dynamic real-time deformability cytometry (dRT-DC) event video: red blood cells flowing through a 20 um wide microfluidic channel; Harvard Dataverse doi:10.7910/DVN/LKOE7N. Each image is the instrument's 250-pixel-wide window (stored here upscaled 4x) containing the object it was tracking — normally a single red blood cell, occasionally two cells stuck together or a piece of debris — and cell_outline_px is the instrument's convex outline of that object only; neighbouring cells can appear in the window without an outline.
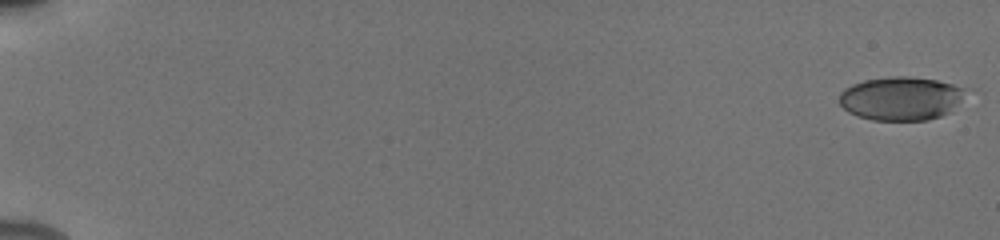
{"species": "human", "species_latin": "Homo sapiens", "temperature_condition": "cold", "stored_images_in_passage": 55, "camera_frame_rate_fps": 3000, "um_per_image_px": 0.085, "donor": {"sex": "male"}, "frame": {"image": 1, "passage_image": 1, "time_ms": 0.0, "image_size_px": [1000, 240], "cell_outline_px": [[968, 88], [952, 112], [928, 120], [872, 120], [856, 116], [848, 112], [840, 104], [840, 92], [844, 88], [852, 84], [864, 80], [892, 76], [908, 76], [936, 80]], "centroid_in_image_um": [76.58, 8.37], "position_along_channel_um": 8.4, "area_um2": 32.25}}
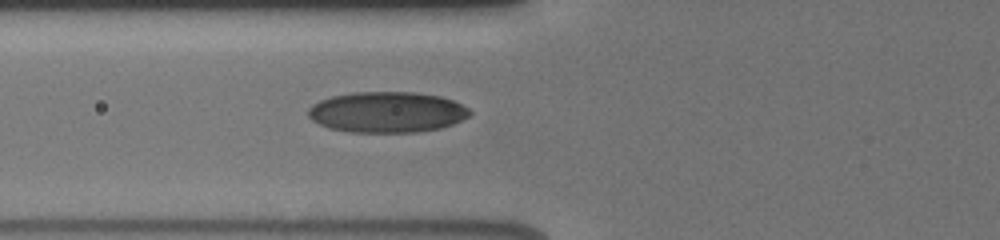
{"frame": {"image": 2, "passage_image": 23, "time_ms": 7.333, "image_size_px": [1000, 240], "cell_outline_px": [[472, 112], [468, 116], [452, 124], [440, 128], [416, 132], [352, 132], [328, 128], [312, 120], [308, 116], [308, 108], [312, 104], [320, 100], [332, 96], [356, 92], [416, 92], [440, 96], [452, 100], [468, 108]], "centroid_in_image_um": [32.87, 9.53], "position_along_channel_um": 92.9, "area_um2": 38.32}}
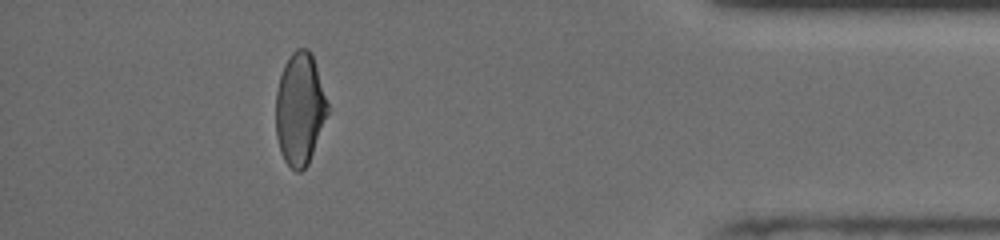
{"frame": {"image": 3, "passage_image": 50, "time_ms": 16.333, "image_size_px": [1000, 240], "cell_outline_px": [[328, 112], [308, 164], [300, 172], [296, 172], [284, 160], [280, 152], [276, 136], [276, 92], [280, 76], [284, 64], [292, 52], [296, 48], [308, 48], [312, 56], [328, 104]], "centroid_in_image_um": [25.46, 9.27], "position_along_channel_um": 409.7, "area_um2": 33.52}, "authors_computed_cell_mechanics": {"area_um2": 34.9112, "velocity_mm_per_s": 3.9317, "shape_relaxation_time_tau1_ms": 4.5604, "shape_relaxation_time_tau2_ms": 2.1625, "deformation_change_tau1": 0.129, "deformation_change_tau2": 0.0775}}